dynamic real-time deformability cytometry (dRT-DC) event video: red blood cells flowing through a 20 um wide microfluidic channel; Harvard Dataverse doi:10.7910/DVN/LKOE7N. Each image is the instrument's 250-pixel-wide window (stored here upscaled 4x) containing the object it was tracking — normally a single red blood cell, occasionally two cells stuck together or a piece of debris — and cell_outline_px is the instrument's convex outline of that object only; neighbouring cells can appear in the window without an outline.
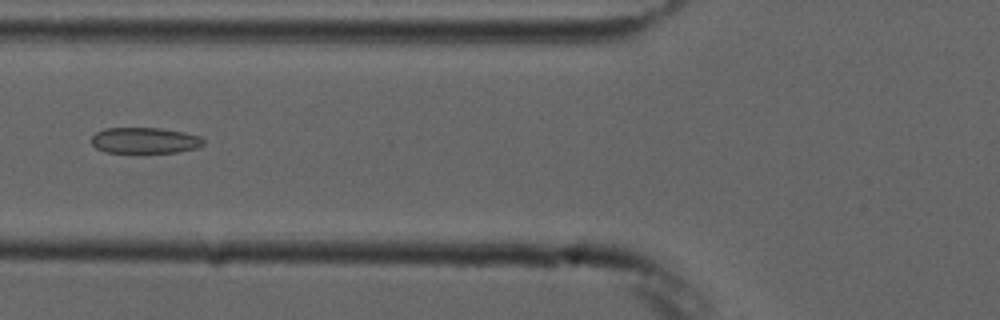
{"species": "common noctule bat (a hibernating species)", "species_latin": "Nyctalus noctula", "temperature_condition": "cold", "stored_images_in_passage": 8, "camera_frame_rate_fps": 3000, "um_per_image_px": 0.085, "animal": {"sex": "male", "forearm_length_mm": 52.5}, "frame": {"image": 1, "passage_image": 5, "time_ms": 6.0, "image_size_px": [1000, 320], "cell_outline_px": [[204, 144], [196, 148], [176, 152], [104, 152], [96, 148], [92, 144], [92, 136], [96, 132], [104, 128], [160, 128], [184, 132], [200, 136], [204, 140]], "centroid_in_image_um": [12.3, 11.93], "position_along_channel_um": 113.5, "area_um2": 16.88}}
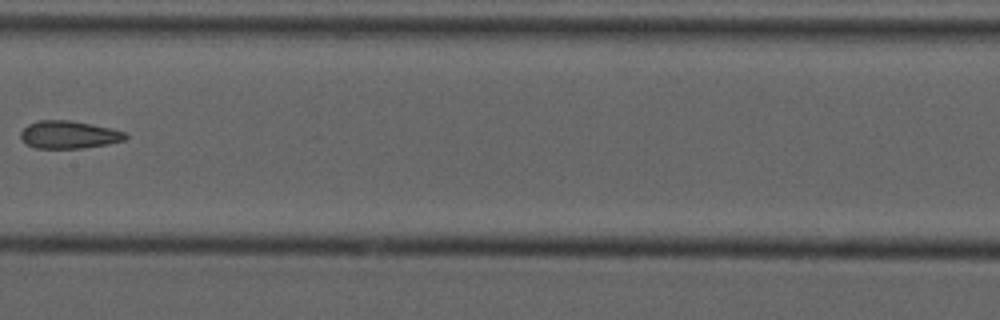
{"frame": {"image": 2, "passage_image": 7, "time_ms": 8.333, "image_size_px": [1000, 320], "cell_outline_px": [[128, 136], [124, 140], [108, 144], [80, 148], [36, 148], [28, 144], [20, 136], [20, 132], [28, 124], [40, 120], [68, 120], [92, 124], [112, 128], [124, 132]], "centroid_in_image_um": [5.86, 11.44], "position_along_channel_um": 201.5, "area_um2": 16.76}}
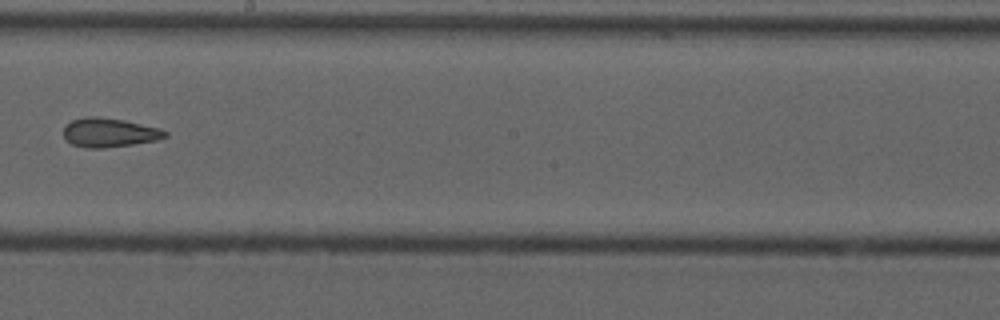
{"frame": {"image": 3, "passage_image": 8, "time_ms": 9.333, "image_size_px": [1000, 320], "cell_outline_px": [[168, 136], [160, 140], [104, 148], [88, 148], [72, 144], [64, 136], [64, 124], [72, 120], [84, 116], [96, 116], [124, 120], [160, 128], [168, 132]], "centroid_in_image_um": [9.31, 11.26], "position_along_channel_um": 238.9, "area_um2": 17.34}}